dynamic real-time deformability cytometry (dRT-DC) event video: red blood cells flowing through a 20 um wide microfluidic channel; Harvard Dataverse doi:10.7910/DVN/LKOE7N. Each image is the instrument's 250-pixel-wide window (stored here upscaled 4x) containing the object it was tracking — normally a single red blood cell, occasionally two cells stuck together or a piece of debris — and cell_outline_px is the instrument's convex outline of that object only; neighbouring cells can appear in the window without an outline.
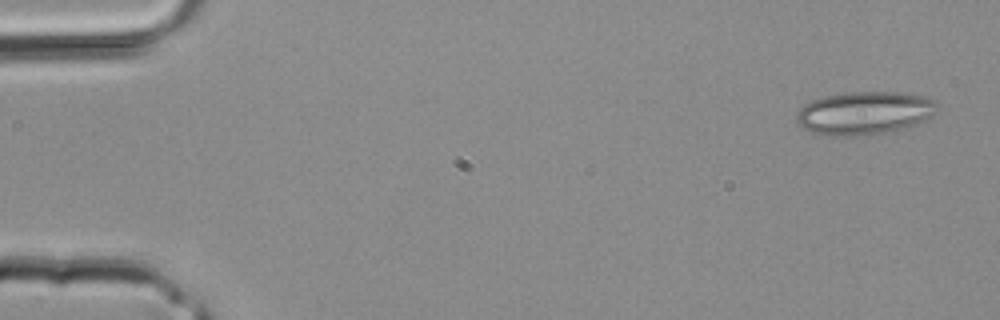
{"species": "common noctule bat (a hibernating species)", "species_latin": "Nyctalus noctula", "temperature_condition": "room temperature", "stored_images_in_passage": 4, "camera_frame_rate_fps": 3000, "um_per_image_px": 0.085, "animal": {"sex": "male", "body_mass_g": 20.4}, "frame": {"image": 1, "passage_image": 4, "time_ms": 1.0, "image_size_px": [1000, 320], "cell_outline_px": [[940, 104], [936, 112], [932, 116], [908, 128], [884, 132], [856, 136], [828, 136], [812, 132], [800, 128], [796, 120], [796, 112], [804, 104], [812, 100], [824, 96], [848, 92], [904, 92], [936, 100]], "centroid_in_image_um": [73.47, 9.61], "position_along_channel_um": 11.5, "area_um2": 35.78}}